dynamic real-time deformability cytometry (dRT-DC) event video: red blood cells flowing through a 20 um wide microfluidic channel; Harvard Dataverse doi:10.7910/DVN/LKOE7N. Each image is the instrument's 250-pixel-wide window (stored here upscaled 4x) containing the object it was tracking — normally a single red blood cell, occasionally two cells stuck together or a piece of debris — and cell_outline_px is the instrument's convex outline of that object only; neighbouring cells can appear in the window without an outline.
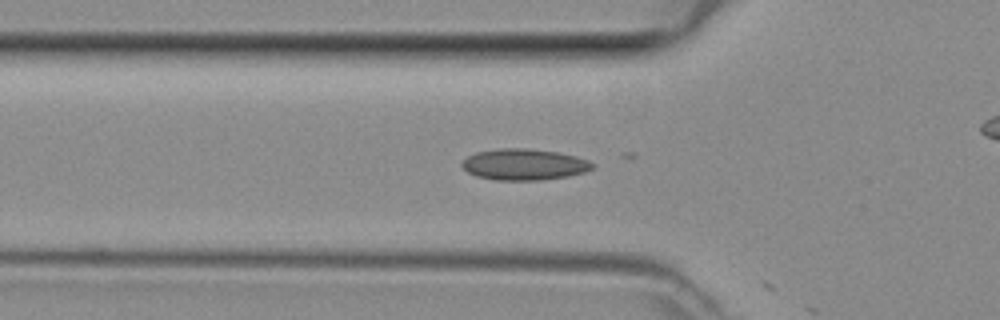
{"species": "common noctule bat (a hibernating species)", "species_latin": "Nyctalus noctula", "temperature_condition": "room temperature", "stored_images_in_passage": 17, "camera_frame_rate_fps": 3000, "um_per_image_px": 0.085, "animal": {"sex": "female", "body_mass_g": 29.2, "forearm_length_mm": 56.3}, "frame": {"image": 1, "passage_image": 16, "time_ms": 5.0, "image_size_px": [1000, 320], "cell_outline_px": [[596, 164], [592, 168], [584, 172], [568, 176], [540, 180], [496, 180], [476, 176], [468, 172], [460, 164], [468, 156], [476, 152], [500, 148], [524, 148], [556, 152], [576, 156], [588, 160]], "centroid_in_image_um": [44.55, 13.98], "position_along_channel_um": 81.3, "area_um2": 23.64}}